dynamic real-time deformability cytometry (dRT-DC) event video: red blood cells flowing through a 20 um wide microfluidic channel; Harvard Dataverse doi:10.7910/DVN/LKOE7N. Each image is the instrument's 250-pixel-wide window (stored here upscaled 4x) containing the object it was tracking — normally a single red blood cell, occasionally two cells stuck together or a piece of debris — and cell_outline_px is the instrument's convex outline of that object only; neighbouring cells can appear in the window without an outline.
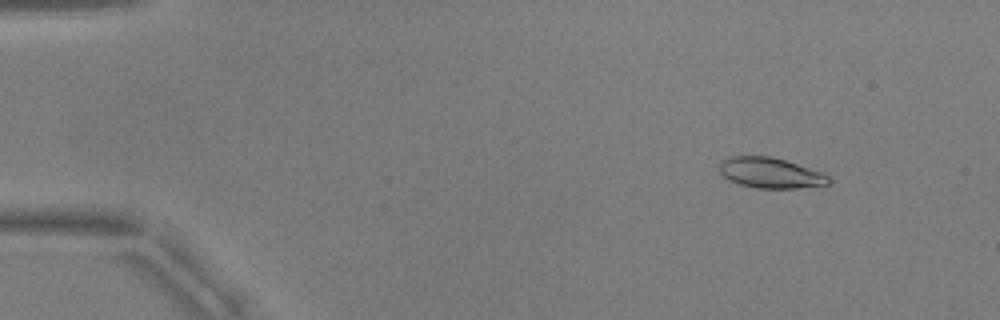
{"species": "common noctule bat (a hibernating species)", "species_latin": "Nyctalus noctula", "temperature_condition": "warm", "stored_images_in_passage": 55, "camera_frame_rate_fps": 3000, "um_per_image_px": 0.085, "animal": {"sex": "male", "body_mass_g": 17.9, "forearm_length_mm": 54.2}, "frame": {"image": 1, "passage_image": 7, "time_ms": 2.0, "image_size_px": [1000, 320], "cell_outline_px": [[832, 180], [828, 184], [796, 188], [756, 188], [740, 184], [728, 180], [720, 172], [720, 160], [728, 156], [772, 156], [820, 172], [828, 176]], "centroid_in_image_um": [65.44, 14.69], "position_along_channel_um": 19.6, "area_um2": 19.25}}
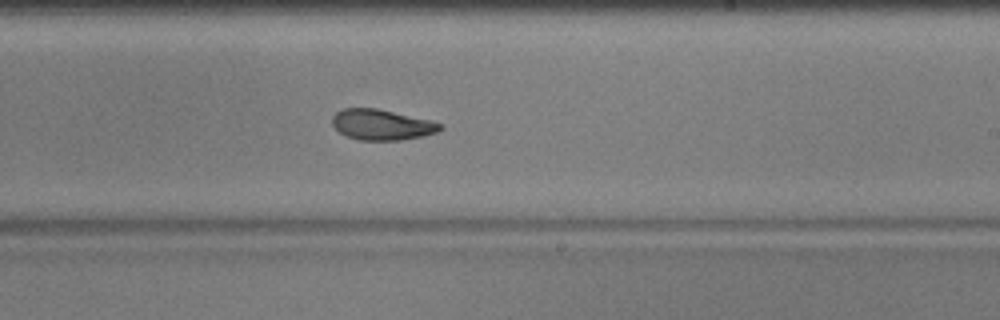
{"frame": {"image": 2, "passage_image": 34, "time_ms": 11.0, "image_size_px": [1000, 320], "cell_outline_px": [[444, 128], [436, 132], [420, 136], [400, 140], [360, 140], [348, 136], [340, 132], [332, 124], [332, 116], [336, 112], [344, 108], [376, 108], [428, 120], [444, 124]], "centroid_in_image_um": [32.43, 10.59], "position_along_channel_um": 256.6, "area_um2": 18.96}}
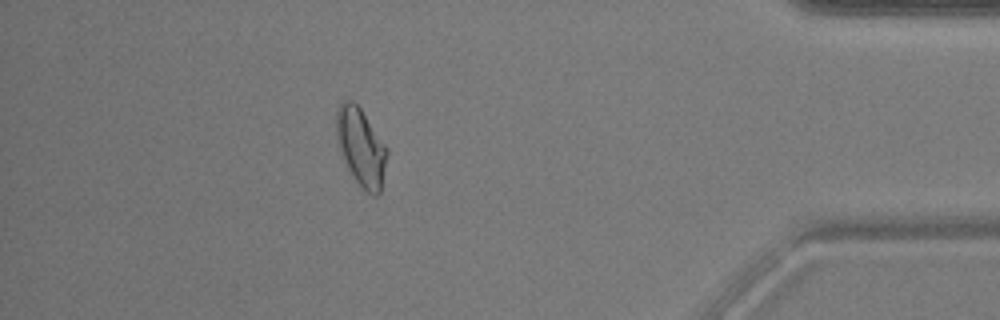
{"frame": {"image": 3, "passage_image": 49, "time_ms": 16.0, "image_size_px": [1000, 320], "cell_outline_px": [[388, 152], [380, 192], [376, 196], [372, 196], [348, 172], [344, 164], [336, 140], [336, 108], [340, 100], [352, 100], [360, 108], [388, 148]], "centroid_in_image_um": [30.65, 12.47], "position_along_channel_um": 404.6, "area_um2": 23.18}, "authors_computed_cell_mechanics": {"area_um2": 19.941, "velocity_mm_per_s": 3.7514, "shape_relaxation_time_tau1_ms": null, "shape_relaxation_time_tau2_ms": 2.6295, "deformation_change_tau1": null, "deformation_change_tau2": 0.0846}}